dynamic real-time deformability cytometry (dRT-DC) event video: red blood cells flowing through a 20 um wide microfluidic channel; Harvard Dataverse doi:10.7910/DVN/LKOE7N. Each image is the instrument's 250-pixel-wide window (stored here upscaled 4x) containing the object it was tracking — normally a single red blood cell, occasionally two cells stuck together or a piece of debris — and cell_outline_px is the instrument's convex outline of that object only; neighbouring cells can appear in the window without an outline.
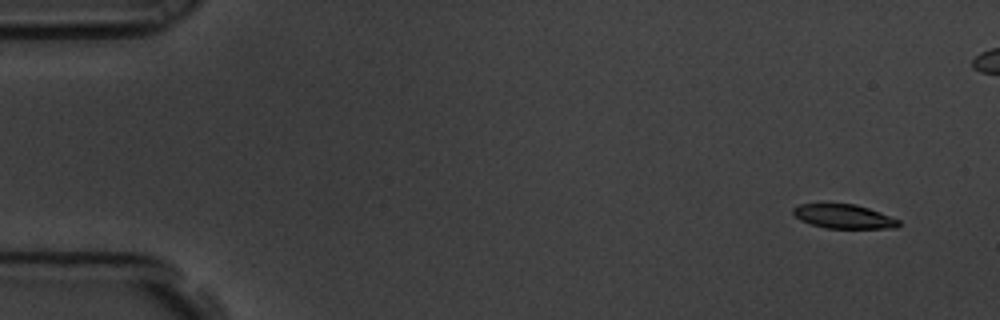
{"species": "common noctule bat (a hibernating species)", "species_latin": "Nyctalus noctula", "temperature_condition": "room temperature", "stored_images_in_passage": 6, "camera_frame_rate_fps": 3000, "um_per_image_px": 0.085, "animal": {"sex": "male", "body_mass_g": 19.5, "forearm_length_mm": 54.6}, "frame": {"image": 1, "passage_image": 1, "time_ms": 0.0, "image_size_px": [1000, 320], "cell_outline_px": [[900, 224], [896, 228], [824, 228], [800, 220], [792, 212], [792, 208], [800, 204], [824, 200], [856, 204], [880, 212], [900, 220]], "centroid_in_image_um": [71.65, 18.34], "position_along_channel_um": 13.4, "area_um2": 15.55}}